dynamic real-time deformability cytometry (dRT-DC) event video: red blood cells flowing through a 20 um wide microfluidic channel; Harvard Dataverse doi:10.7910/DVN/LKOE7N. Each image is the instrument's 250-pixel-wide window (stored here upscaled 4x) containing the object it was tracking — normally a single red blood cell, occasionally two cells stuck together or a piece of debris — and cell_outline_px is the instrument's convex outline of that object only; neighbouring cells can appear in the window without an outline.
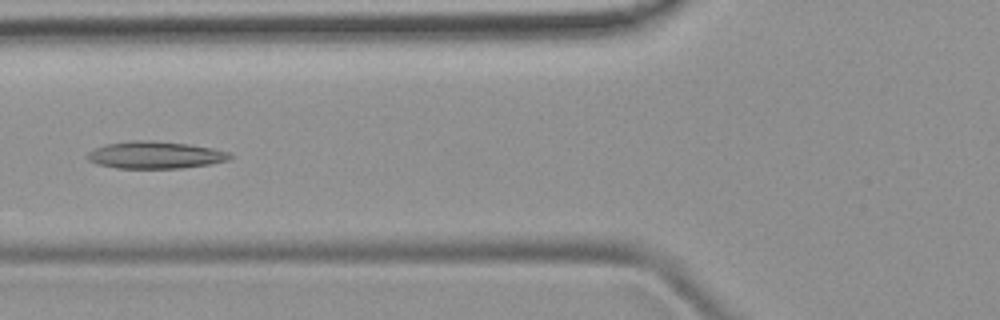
{"species": "common noctule bat (a hibernating species)", "species_latin": "Nyctalus noctula", "temperature_condition": "room temperature", "stored_images_in_passage": 4, "camera_frame_rate_fps": 3000, "um_per_image_px": 0.085, "animal": {"sex": "female", "body_mass_g": 19.9}, "frame": {"image": 1, "passage_image": 4, "time_ms": 4.333, "image_size_px": [1000, 320], "cell_outline_px": [[232, 156], [228, 160], [208, 164], [180, 168], [116, 168], [96, 164], [88, 160], [84, 156], [92, 148], [104, 144], [132, 140], [152, 140], [188, 144], [212, 148], [228, 152]], "centroid_in_image_um": [13.1, 13.17], "position_along_channel_um": 112.7, "area_um2": 22.72}}